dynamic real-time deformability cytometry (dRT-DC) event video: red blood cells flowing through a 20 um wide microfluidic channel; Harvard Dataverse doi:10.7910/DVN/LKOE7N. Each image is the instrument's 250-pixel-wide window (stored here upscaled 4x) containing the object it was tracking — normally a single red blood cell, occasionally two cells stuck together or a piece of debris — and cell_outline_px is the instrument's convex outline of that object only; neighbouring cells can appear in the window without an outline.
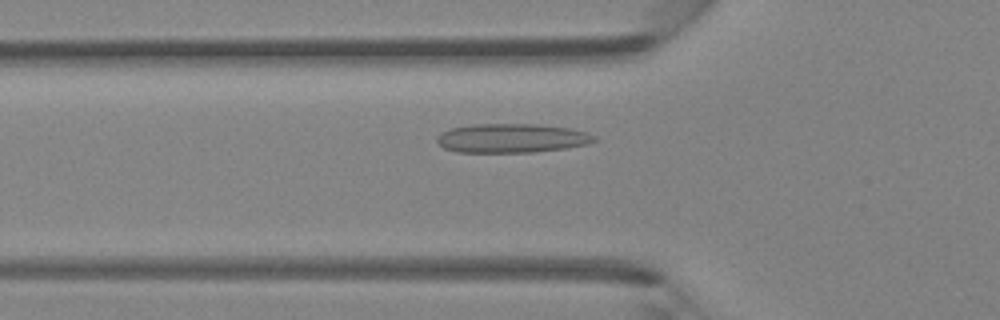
{"species": "Egyptian fruit bat (a non-hibernating species)", "species_latin": "Rousettus aegyptiacus", "temperature_condition": "room temperature", "stored_images_in_passage": 36, "camera_frame_rate_fps": 3000, "um_per_image_px": 0.085, "animal": {"sex": "female"}, "frame": {"image": 1, "passage_image": 11, "time_ms": 3.333, "image_size_px": [1000, 320], "cell_outline_px": [[600, 140], [588, 144], [564, 148], [532, 152], [456, 152], [444, 148], [436, 140], [436, 136], [452, 128], [476, 124], [532, 124], [568, 128], [588, 132], [596, 136]], "centroid_in_image_um": [43.54, 11.75], "position_along_channel_um": 82.3, "area_um2": 26.53}}
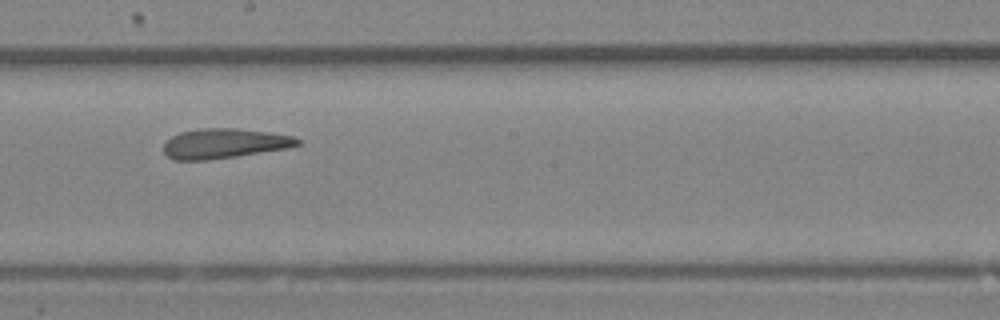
{"frame": {"image": 2, "passage_image": 21, "time_ms": 6.667, "image_size_px": [1000, 320], "cell_outline_px": [[300, 144], [288, 148], [236, 156], [208, 160], [172, 160], [164, 152], [164, 144], [172, 136], [180, 132], [200, 128], [236, 128], [268, 132], [292, 136], [300, 140]], "centroid_in_image_um": [19.04, 12.19], "position_along_channel_um": 229.2, "area_um2": 23.18}}
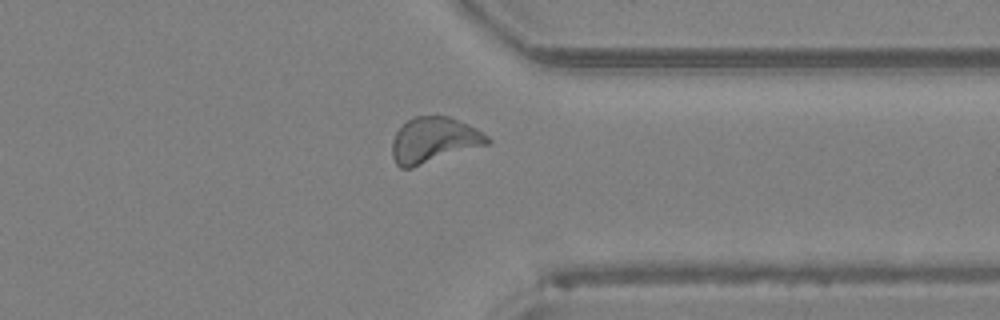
{"frame": {"image": 3, "passage_image": 31, "time_ms": 10.0, "image_size_px": [1000, 320], "cell_outline_px": [[492, 140], [488, 144], [412, 168], [400, 168], [396, 164], [392, 156], [392, 140], [396, 132], [408, 120], [416, 116], [448, 116], [468, 124], [476, 128], [488, 136]], "centroid_in_image_um": [36.87, 11.92], "position_along_channel_um": 374.5, "area_um2": 25.2}}